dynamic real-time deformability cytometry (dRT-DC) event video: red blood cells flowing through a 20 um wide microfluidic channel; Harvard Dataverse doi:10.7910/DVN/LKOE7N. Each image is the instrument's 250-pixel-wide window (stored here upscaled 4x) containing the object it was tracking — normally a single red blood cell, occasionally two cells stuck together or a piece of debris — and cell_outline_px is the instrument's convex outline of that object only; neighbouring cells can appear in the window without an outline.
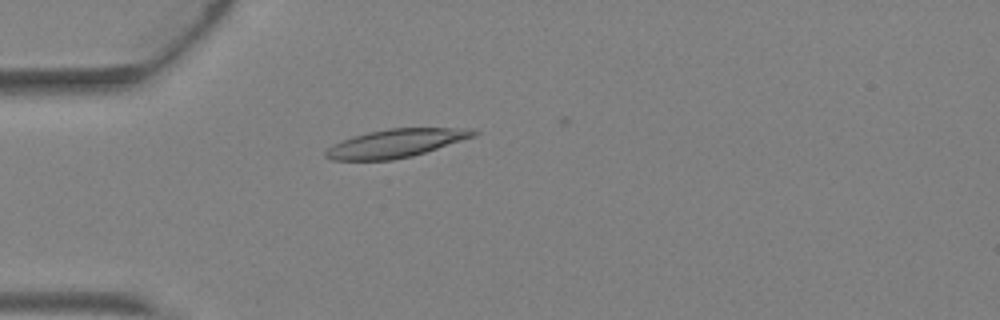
{"species": "Egyptian fruit bat (a non-hibernating species)", "species_latin": "Rousettus aegyptiacus", "temperature_condition": "warm", "stored_images_in_passage": 3, "camera_frame_rate_fps": 3000, "um_per_image_px": 0.085, "animal": {"sex": "female"}, "frame": {"image": 1, "passage_image": 3, "time_ms": 0.667, "image_size_px": [1000, 320], "cell_outline_px": [[480, 132], [476, 136], [412, 156], [392, 160], [332, 160], [324, 156], [324, 152], [332, 144], [368, 132], [388, 128], [472, 128]], "centroid_in_image_um": [33.68, 12.17], "position_along_channel_um": 51.3, "area_um2": 24.28}}